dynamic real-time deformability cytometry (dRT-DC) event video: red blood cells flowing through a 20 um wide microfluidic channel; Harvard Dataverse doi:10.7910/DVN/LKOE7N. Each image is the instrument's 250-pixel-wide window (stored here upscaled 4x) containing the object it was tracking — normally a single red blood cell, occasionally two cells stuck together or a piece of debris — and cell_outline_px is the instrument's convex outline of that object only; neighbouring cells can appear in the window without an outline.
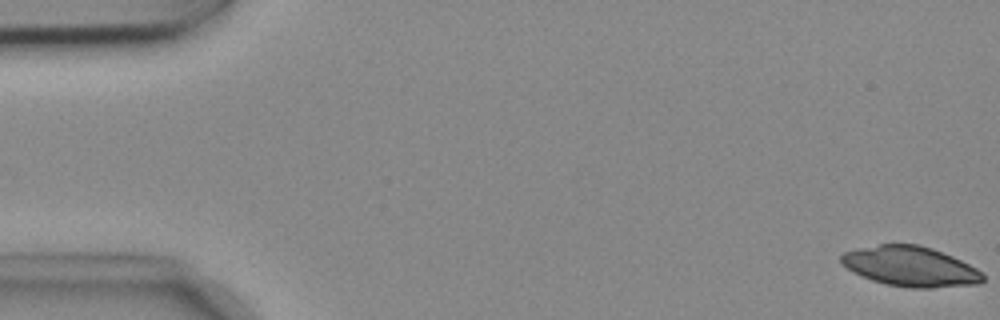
{"species": "common noctule bat (a hibernating species)", "species_latin": "Nyctalus noctula", "temperature_condition": "cold", "stored_images_in_passage": 11, "camera_frame_rate_fps": 3000, "um_per_image_px": 0.085, "animal": {"sex": "female", "body_mass_g": 18.4}, "frame": {"image": 1, "passage_image": 1, "time_ms": 0.0, "image_size_px": [1000, 320], "cell_outline_px": [[984, 280], [980, 284], [932, 288], [912, 288], [884, 284], [860, 276], [852, 272], [840, 264], [840, 256], [844, 252], [860, 248], [880, 244], [920, 244], [932, 248], [952, 256], [984, 272]], "centroid_in_image_um": [77.38, 22.66], "position_along_channel_um": 7.6, "area_um2": 33.35}}